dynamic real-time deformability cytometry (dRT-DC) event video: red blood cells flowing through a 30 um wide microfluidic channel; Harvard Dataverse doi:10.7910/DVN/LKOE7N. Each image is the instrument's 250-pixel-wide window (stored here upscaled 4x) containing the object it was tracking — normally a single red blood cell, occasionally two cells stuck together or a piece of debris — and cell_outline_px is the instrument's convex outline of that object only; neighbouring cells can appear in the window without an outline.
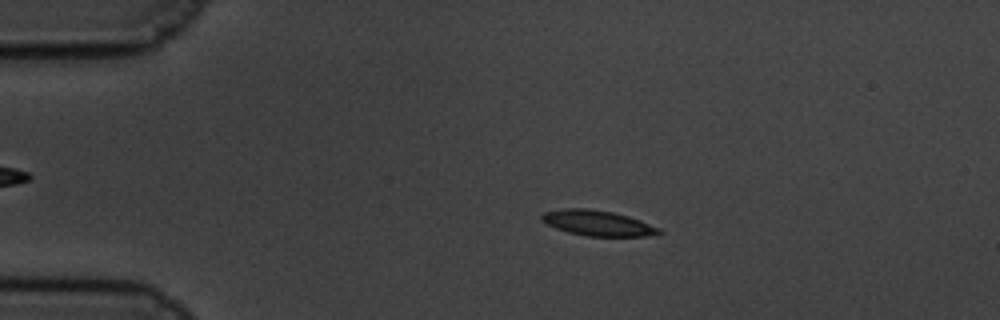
{"species": "common noctule bat (a hibernating species)", "species_latin": "Nyctalus noctula", "temperature_condition": "cold", "stored_images_in_passage": 57, "camera_frame_rate_fps": 3000, "um_per_image_px": 0.085, "animal": {"sex": "male", "body_mass_g": 19.5, "forearm_length_mm": 54.6}, "frame": {"image": 1, "passage_image": 10, "time_ms": 3.0, "image_size_px": [1000, 320], "cell_outline_px": [[660, 232], [648, 236], [588, 236], [568, 232], [556, 228], [540, 220], [540, 216], [544, 212], [564, 208], [584, 208], [612, 212], [628, 216], [640, 220], [660, 228]], "centroid_in_image_um": [50.76, 18.95], "position_along_channel_um": 34.2, "area_um2": 17.17}}
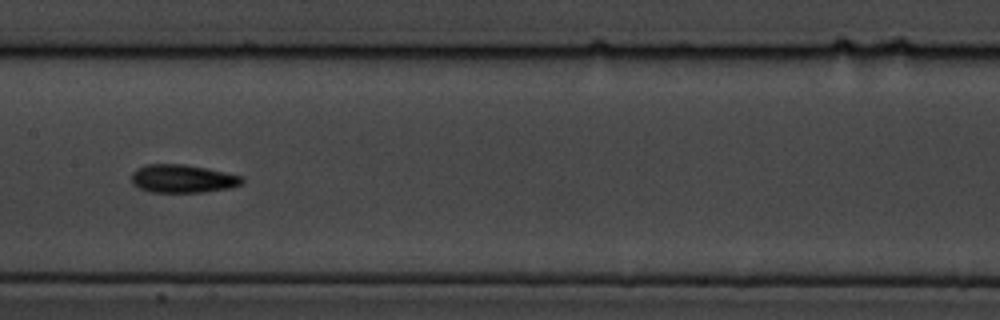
{"frame": {"image": 2, "passage_image": 28, "time_ms": 9.0, "image_size_px": [1000, 320], "cell_outline_px": [[244, 184], [232, 188], [204, 192], [148, 192], [132, 184], [132, 172], [136, 168], [148, 164], [184, 164], [244, 176]], "centroid_in_image_um": [15.55, 15.2], "position_along_channel_um": 191.9, "area_um2": 18.32}}
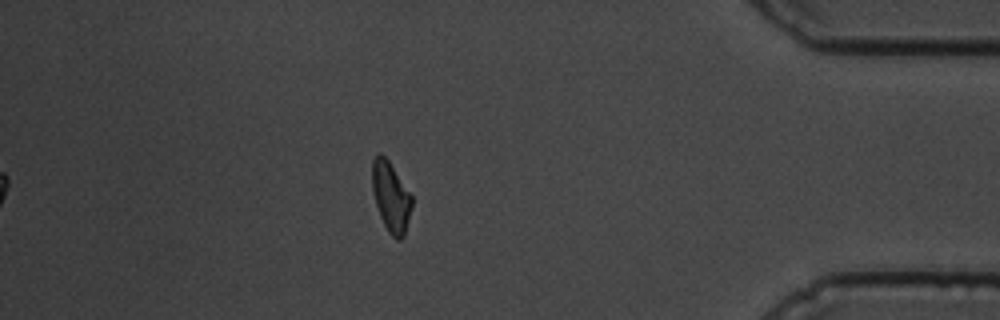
{"frame": {"image": 3, "passage_image": 50, "time_ms": 16.333, "image_size_px": [1000, 320], "cell_outline_px": [[412, 204], [404, 236], [400, 240], [396, 240], [388, 232], [380, 216], [372, 192], [372, 160], [376, 152], [380, 152], [388, 160], [412, 196]], "centroid_in_image_um": [33.2, 16.72], "position_along_channel_um": 402.0, "area_um2": 16.13}, "authors_computed_cell_mechanics": {"area_um2": 17.051, "velocity_mm_per_s": 3.3749, "shape_relaxation_time_tau1_ms": 3.018, "shape_relaxation_time_tau2_ms": 6.4316, "deformation_change_tau1": 0.1209, "deformation_change_tau2": 0.1296}}